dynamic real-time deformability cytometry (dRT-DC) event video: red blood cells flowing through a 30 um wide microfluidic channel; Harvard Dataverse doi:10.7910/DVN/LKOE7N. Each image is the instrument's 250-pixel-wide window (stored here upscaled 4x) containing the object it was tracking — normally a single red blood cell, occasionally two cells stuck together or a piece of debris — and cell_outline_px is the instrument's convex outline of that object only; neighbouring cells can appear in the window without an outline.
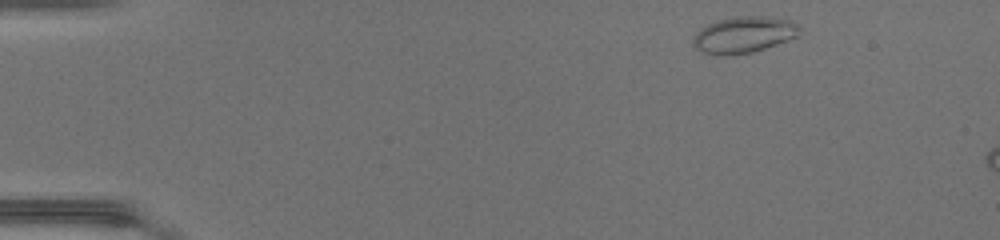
{"species": "common noctule bat (a hibernating species)", "species_latin": "Nyctalus noctula", "temperature_condition": "warm", "stored_images_in_passage": 6, "camera_frame_rate_fps": 3000, "um_per_image_px": 0.085, "animal": {"sex": "female", "body_mass_g": 17.0, "forearm_length_mm": 48.0}, "frame": {"image": 1, "passage_image": 1, "time_ms": 0.0, "image_size_px": [1000, 240], "cell_outline_px": [[796, 36], [764, 48], [752, 52], [732, 56], [704, 52], [696, 44], [696, 36], [700, 28], [708, 24], [720, 20], [748, 16], [752, 16], [784, 20], [792, 24], [796, 28]], "centroid_in_image_um": [63.17, 2.98], "position_along_channel_um": 21.8, "area_um2": 20.92}}